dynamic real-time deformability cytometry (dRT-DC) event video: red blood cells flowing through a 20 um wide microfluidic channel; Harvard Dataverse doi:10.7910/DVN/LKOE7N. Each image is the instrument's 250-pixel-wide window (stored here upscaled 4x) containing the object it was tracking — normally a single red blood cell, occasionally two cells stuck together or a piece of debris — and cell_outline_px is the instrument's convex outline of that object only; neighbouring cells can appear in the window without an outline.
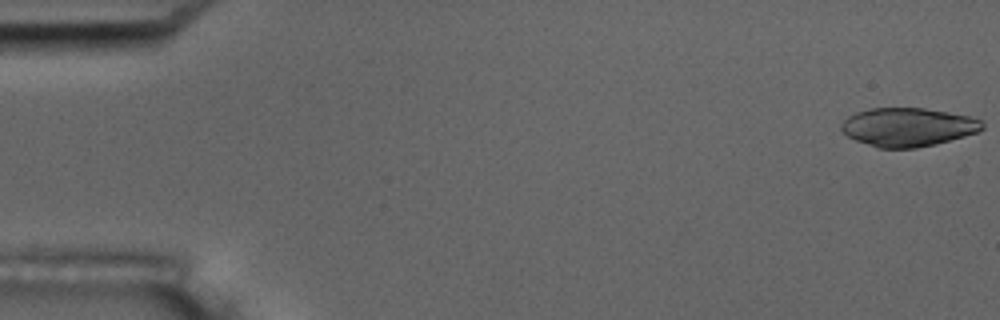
{"species": "common noctule bat (a hibernating species)", "species_latin": "Nyctalus noctula", "temperature_condition": "room temperature", "stored_images_in_passage": 3, "camera_frame_rate_fps": 3000, "um_per_image_px": 0.085, "animal": {"sex": "male", "body_mass_g": 17.5, "forearm_length_mm": 52.3}, "frame": {"image": 1, "passage_image": 1, "time_ms": 0.0, "image_size_px": [1000, 320], "cell_outline_px": [[984, 128], [980, 132], [936, 144], [916, 148], [880, 148], [856, 140], [848, 136], [840, 128], [840, 124], [848, 116], [856, 112], [872, 108], [924, 108], [948, 112], [968, 116], [984, 120]], "centroid_in_image_um": [77.21, 10.8], "position_along_channel_um": 7.8, "area_um2": 31.79}}